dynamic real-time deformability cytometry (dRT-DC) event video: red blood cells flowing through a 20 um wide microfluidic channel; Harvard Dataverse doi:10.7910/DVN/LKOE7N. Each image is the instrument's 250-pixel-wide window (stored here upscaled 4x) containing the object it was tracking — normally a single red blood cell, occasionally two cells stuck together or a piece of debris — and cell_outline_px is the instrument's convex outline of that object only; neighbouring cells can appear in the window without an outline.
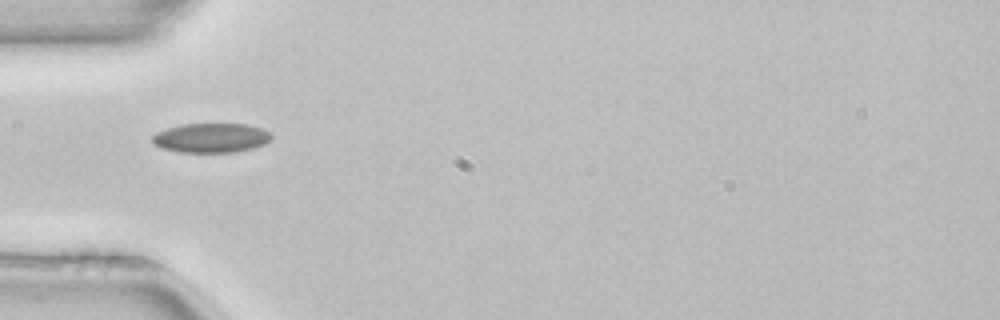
{"species": "common noctule bat (a hibernating species)", "species_latin": "Nyctalus noctula", "temperature_condition": "room temperature", "stored_images_in_passage": 33, "camera_frame_rate_fps": 3000, "um_per_image_px": 0.085, "animal": {"sex": "female", "body_mass_g": 22.7, "forearm_length_mm": 54.2}, "frame": {"image": 1, "passage_image": 1, "time_ms": 0.0, "image_size_px": [1000, 320], "cell_outline_px": [[272, 140], [264, 144], [252, 148], [236, 152], [180, 152], [160, 148], [152, 144], [152, 136], [156, 132], [180, 124], [248, 124], [260, 128], [268, 132], [272, 136]], "centroid_in_image_um": [17.92, 11.72], "position_along_channel_um": 67.1, "area_um2": 20.52}}
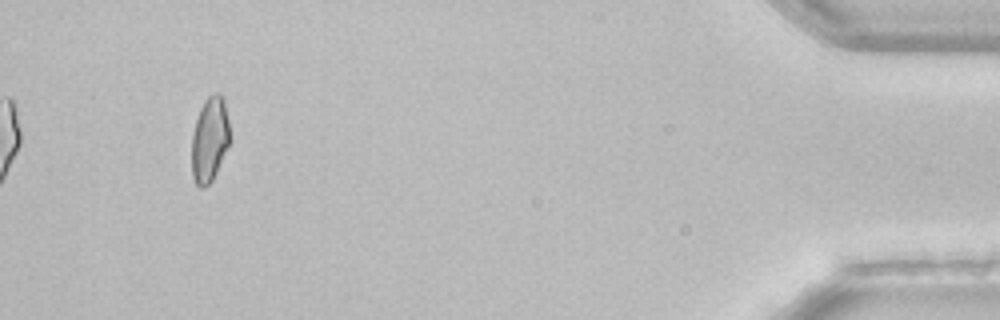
{"frame": {"image": 2, "passage_image": 33, "time_ms": 10.667, "image_size_px": [1000, 320], "cell_outline_px": [[232, 140], [212, 180], [204, 188], [200, 188], [196, 184], [192, 176], [192, 136], [196, 120], [200, 108], [204, 100], [208, 96], [216, 92], [220, 92], [224, 100]], "centroid_in_image_um": [17.84, 11.84], "position_along_channel_um": 417.4, "area_um2": 19.13}, "authors_computed_cell_mechanics": {"area_um2": 19.363, "velocity_mm_per_s": 3.9827, "shape_relaxation_time_tau1_ms": null, "shape_relaxation_time_tau2_ms": 8.1321, "deformation_change_tau1": null, "deformation_change_tau2": 0.1013}}